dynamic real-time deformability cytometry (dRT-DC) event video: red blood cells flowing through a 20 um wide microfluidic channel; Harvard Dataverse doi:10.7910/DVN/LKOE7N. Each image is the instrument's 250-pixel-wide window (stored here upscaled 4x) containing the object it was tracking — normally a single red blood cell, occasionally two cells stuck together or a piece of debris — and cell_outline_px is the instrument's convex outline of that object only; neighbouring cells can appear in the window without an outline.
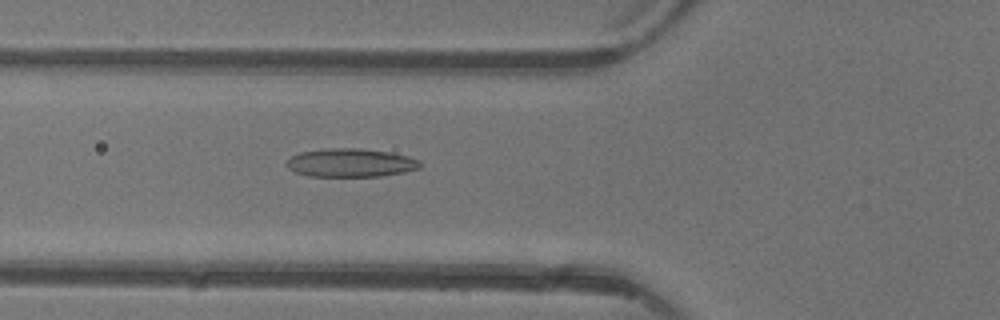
{"species": "common noctule bat (a hibernating species)", "species_latin": "Nyctalus noctula", "temperature_condition": "warm", "stored_images_in_passage": 5, "camera_frame_rate_fps": 3000, "um_per_image_px": 0.085, "animal": {"sex": "female"}, "frame": {"image": 1, "passage_image": 5, "time_ms": 5.333, "image_size_px": [1000, 320], "cell_outline_px": [[420, 168], [404, 172], [380, 176], [308, 176], [296, 172], [288, 168], [284, 164], [292, 156], [300, 152], [324, 148], [360, 148], [388, 152], [408, 156], [420, 160]], "centroid_in_image_um": [29.79, 13.83], "position_along_channel_um": 96.0, "area_um2": 22.14}}